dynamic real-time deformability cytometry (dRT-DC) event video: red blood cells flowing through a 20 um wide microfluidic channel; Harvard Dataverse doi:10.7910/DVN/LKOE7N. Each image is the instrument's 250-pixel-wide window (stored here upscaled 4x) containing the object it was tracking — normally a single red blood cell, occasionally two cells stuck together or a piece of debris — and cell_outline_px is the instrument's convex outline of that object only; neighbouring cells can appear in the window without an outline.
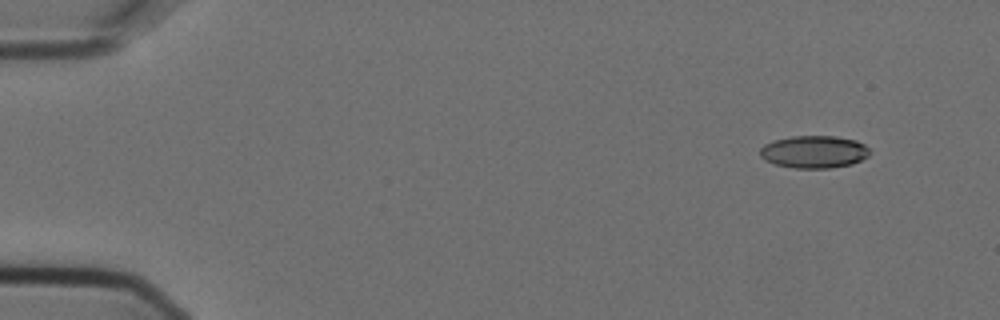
{"species": "Egyptian fruit bat (a non-hibernating species)", "species_latin": "Rousettus aegyptiacus", "temperature_condition": "cold", "stored_images_in_passage": 5, "camera_frame_rate_fps": 3000, "um_per_image_px": 0.085, "animal": {"sex": "female"}, "frame": {"image": 1, "passage_image": 2, "time_ms": 0.333, "image_size_px": [1000, 320], "cell_outline_px": [[872, 152], [868, 156], [852, 164], [832, 168], [796, 168], [776, 164], [764, 160], [760, 156], [760, 148], [764, 144], [776, 140], [792, 136], [836, 136], [856, 140], [864, 144]], "centroid_in_image_um": [69.21, 12.9], "position_along_channel_um": 15.8, "area_um2": 20.81}}
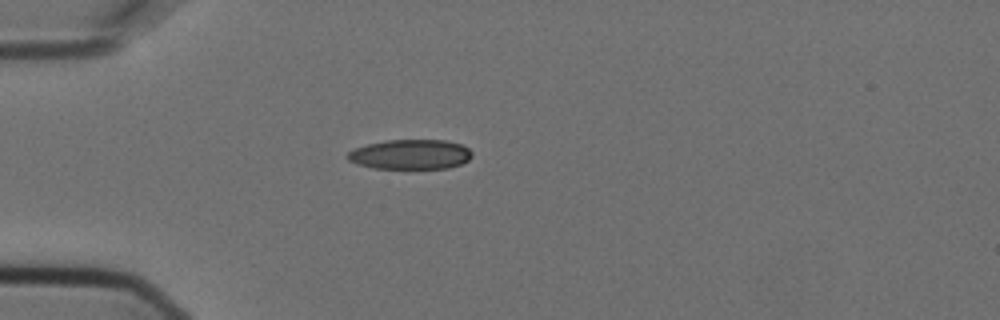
{"frame": {"image": 2, "passage_image": 5, "time_ms": 1.333, "image_size_px": [1000, 320], "cell_outline_px": [[472, 156], [468, 160], [460, 164], [448, 168], [372, 168], [356, 164], [348, 160], [344, 156], [352, 148], [368, 144], [388, 140], [444, 140], [460, 144], [468, 148], [472, 152]], "centroid_in_image_um": [34.84, 13.12], "position_along_channel_um": 50.2, "area_um2": 21.68}}